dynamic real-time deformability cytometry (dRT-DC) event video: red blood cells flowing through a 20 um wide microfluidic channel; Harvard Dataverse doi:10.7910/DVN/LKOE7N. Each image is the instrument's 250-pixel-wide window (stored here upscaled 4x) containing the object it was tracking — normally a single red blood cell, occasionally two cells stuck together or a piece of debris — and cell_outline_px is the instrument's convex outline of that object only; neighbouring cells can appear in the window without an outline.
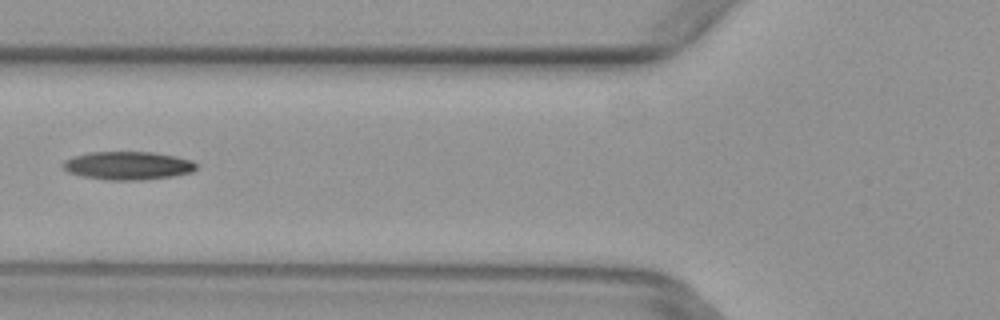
{"species": "common noctule bat (a hibernating species)", "species_latin": "Nyctalus noctula", "temperature_condition": "warm", "stored_images_in_passage": 6, "camera_frame_rate_fps": 3000, "um_per_image_px": 0.085, "animal": {"sex": "female", "body_mass_g": 29.2, "forearm_length_mm": 56.3}, "frame": {"image": 1, "passage_image": 5, "time_ms": 1.333, "image_size_px": [1000, 320], "cell_outline_px": [[196, 168], [192, 172], [172, 176], [144, 180], [104, 180], [80, 176], [68, 172], [60, 164], [64, 160], [72, 156], [88, 152], [152, 152], [192, 160], [196, 164]], "centroid_in_image_um": [10.8, 14.08], "position_along_channel_um": 115.0, "area_um2": 22.08}}